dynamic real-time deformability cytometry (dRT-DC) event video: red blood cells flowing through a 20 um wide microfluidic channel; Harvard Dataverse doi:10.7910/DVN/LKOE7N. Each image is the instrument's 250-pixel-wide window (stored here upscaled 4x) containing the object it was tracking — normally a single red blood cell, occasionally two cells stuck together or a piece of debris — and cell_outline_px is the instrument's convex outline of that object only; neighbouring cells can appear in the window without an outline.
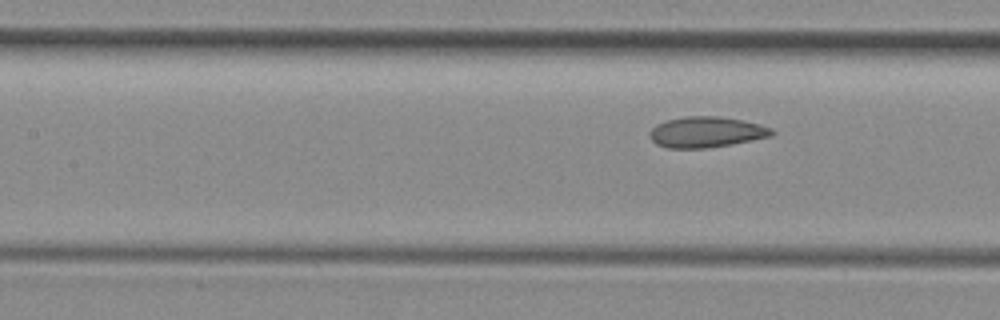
{"species": "common noctule bat (a hibernating species)", "species_latin": "Nyctalus noctula", "temperature_condition": "room temperature", "stored_images_in_passage": 4, "segment_of_instrument_passage": [2, 2], "camera_frame_rate_fps": 3000, "um_per_image_px": 0.085, "animal": {"sex": "female", "body_mass_g": 29.2, "forearm_length_mm": 56.3}, "frame": {"image": 1, "passage_image": 4, "time_ms": 1.0, "image_size_px": [1000, 320], "cell_outline_px": [[776, 132], [772, 136], [732, 144], [704, 148], [668, 148], [656, 144], [652, 140], [648, 132], [656, 124], [668, 120], [684, 116], [720, 116], [744, 120], [760, 124], [772, 128]], "centroid_in_image_um": [60.05, 11.22], "position_along_channel_um": 147.3, "area_um2": 22.02}}